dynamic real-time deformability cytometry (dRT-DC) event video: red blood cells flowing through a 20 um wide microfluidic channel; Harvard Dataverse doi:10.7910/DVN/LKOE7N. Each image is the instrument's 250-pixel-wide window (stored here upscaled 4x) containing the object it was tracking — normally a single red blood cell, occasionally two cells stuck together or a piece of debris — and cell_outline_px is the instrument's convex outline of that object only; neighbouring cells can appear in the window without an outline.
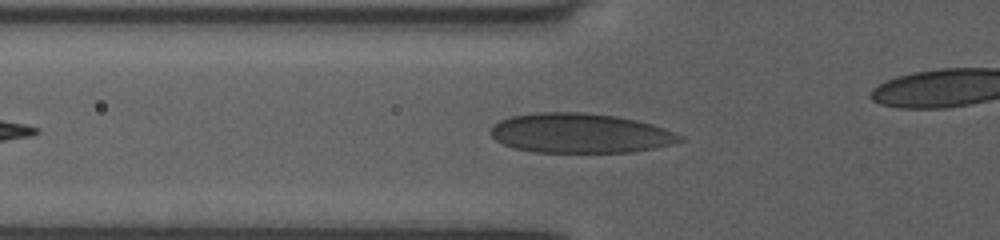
{"species": "human", "species_latin": "Homo sapiens", "temperature_condition": "room temperature", "stored_images_in_passage": 19, "camera_frame_rate_fps": 3000, "um_per_image_px": 0.085, "donor": {"sex": "female"}, "frame": {"image": 1, "passage_image": 3, "time_ms": 0.667, "image_size_px": [1000, 240], "cell_outline_px": [[684, 140], [652, 148], [632, 152], [536, 152], [512, 148], [496, 140], [488, 132], [500, 120], [508, 116], [536, 112], [584, 112], [616, 116], [636, 120], [652, 124], [664, 128], [684, 136]], "centroid_in_image_um": [49.28, 11.31], "position_along_channel_um": 76.5, "area_um2": 43.75}}
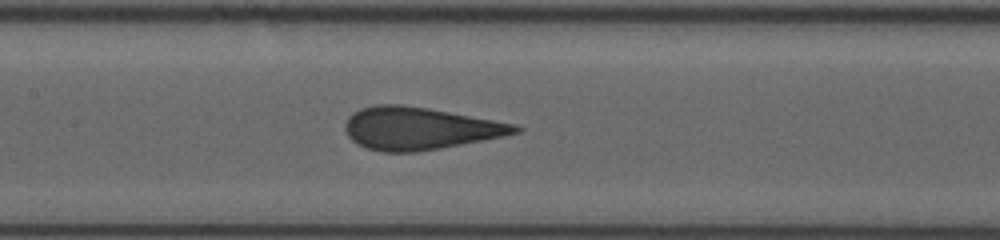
{"frame": {"image": 2, "passage_image": 9, "time_ms": 2.667, "image_size_px": [1000, 240], "cell_outline_px": [[524, 128], [520, 132], [504, 136], [440, 148], [416, 152], [384, 152], [364, 148], [356, 144], [348, 136], [344, 128], [348, 116], [352, 112], [360, 108], [376, 104], [400, 104], [428, 108], [516, 124]], "centroid_in_image_um": [35.63, 10.91], "position_along_channel_um": 171.8, "area_um2": 42.14}}
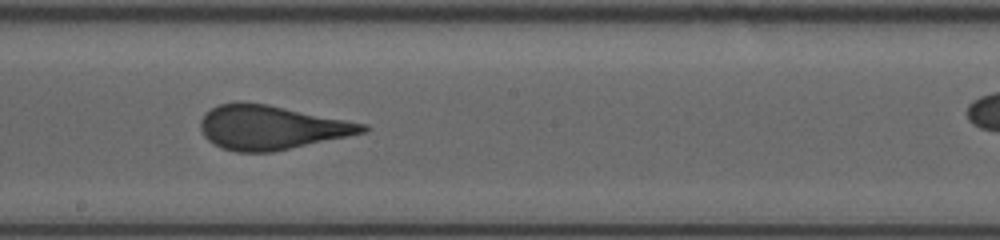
{"frame": {"image": 3, "passage_image": 13, "time_ms": 4.0, "image_size_px": [1000, 240], "cell_outline_px": [[372, 128], [364, 132], [272, 152], [236, 152], [220, 148], [212, 144], [204, 136], [200, 128], [200, 120], [204, 112], [220, 104], [240, 100], [268, 104], [368, 124]], "centroid_in_image_um": [23.0, 10.81], "position_along_channel_um": 225.2, "area_um2": 41.91}}